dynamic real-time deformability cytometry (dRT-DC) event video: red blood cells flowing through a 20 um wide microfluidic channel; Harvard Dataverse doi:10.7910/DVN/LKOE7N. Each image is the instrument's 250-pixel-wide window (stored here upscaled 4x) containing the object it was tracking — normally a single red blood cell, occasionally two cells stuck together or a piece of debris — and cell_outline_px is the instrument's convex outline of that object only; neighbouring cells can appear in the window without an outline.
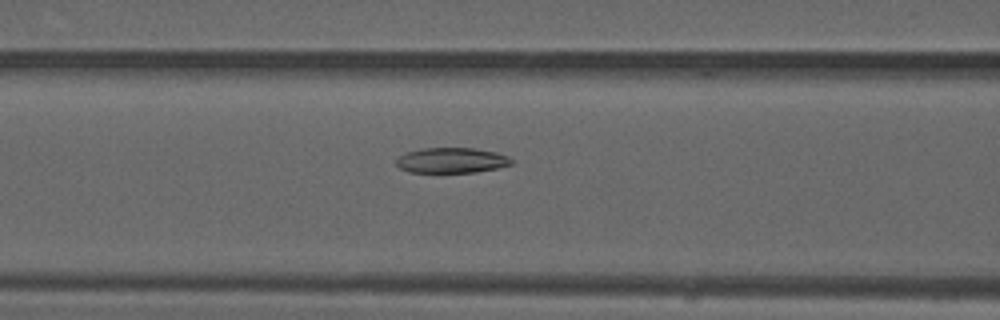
{"species": "common noctule bat (a hibernating species)", "species_latin": "Nyctalus noctula", "temperature_condition": "warm", "stored_images_in_passage": 37, "camera_frame_rate_fps": 3000, "um_per_image_px": 0.085, "animal": {"sex": "male", "forearm_length_mm": 52.5}, "frame": {"image": 1, "passage_image": 9, "time_ms": 2.667, "image_size_px": [1000, 320], "cell_outline_px": [[512, 164], [496, 168], [476, 172], [408, 172], [400, 168], [396, 164], [396, 160], [400, 156], [408, 152], [420, 148], [472, 148], [496, 152], [508, 156], [512, 160]], "centroid_in_image_um": [38.38, 13.63], "position_along_channel_um": 128.2, "area_um2": 16.88}}
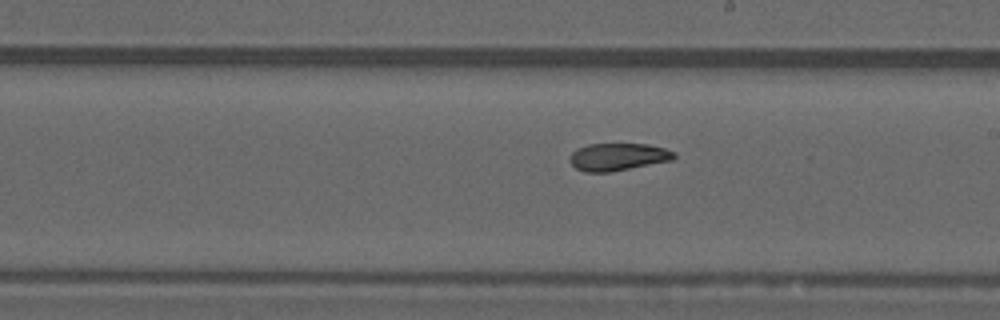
{"frame": {"image": 2, "passage_image": 17, "time_ms": 5.333, "image_size_px": [1000, 320], "cell_outline_px": [[676, 156], [672, 160], [612, 172], [584, 172], [576, 168], [568, 160], [572, 152], [576, 148], [588, 144], [648, 144], [664, 148], [676, 152]], "centroid_in_image_um": [52.51, 13.33], "position_along_channel_um": 236.5, "area_um2": 16.82}}
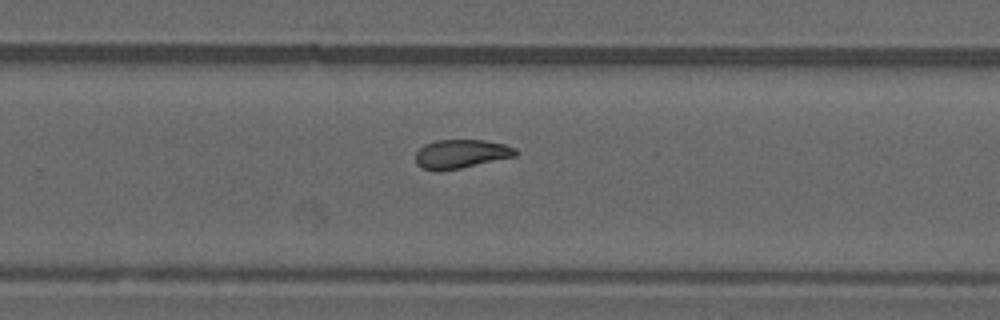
{"frame": {"image": 3, "passage_image": 21, "time_ms": 6.667, "image_size_px": [1000, 320], "cell_outline_px": [[516, 156], [460, 168], [436, 172], [420, 168], [416, 164], [416, 152], [424, 144], [436, 140], [484, 140], [504, 144], [516, 148]], "centroid_in_image_um": [39.14, 13.09], "position_along_channel_um": 290.7, "area_um2": 16.88}, "authors_computed_cell_mechanics": {"area_um2": 17.3978, "velocity_mm_per_s": 4.0727, "shape_relaxation_time_tau1_ms": null, "shape_relaxation_time_tau2_ms": 3.8275, "deformation_change_tau1": null, "deformation_change_tau2": 0.095}}